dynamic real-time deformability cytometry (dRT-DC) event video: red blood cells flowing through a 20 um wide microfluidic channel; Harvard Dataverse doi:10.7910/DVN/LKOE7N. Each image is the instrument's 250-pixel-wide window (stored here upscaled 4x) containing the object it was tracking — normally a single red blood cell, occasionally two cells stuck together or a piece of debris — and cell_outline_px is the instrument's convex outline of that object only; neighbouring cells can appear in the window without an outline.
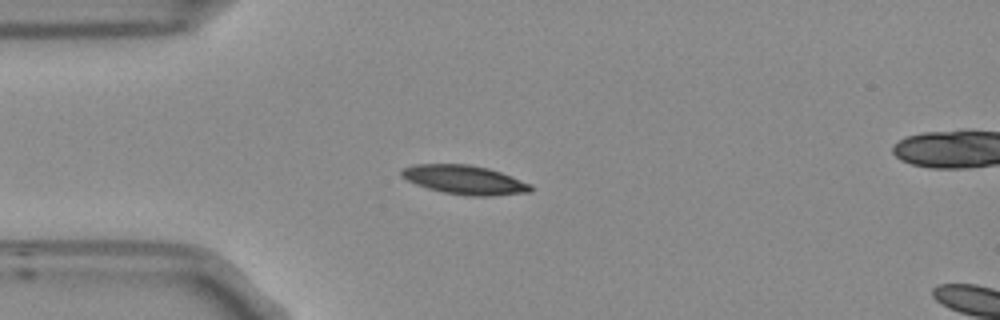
{"species": "Egyptian fruit bat (a non-hibernating species)", "species_latin": "Rousettus aegyptiacus", "temperature_condition": "room temperature", "stored_images_in_passage": 4, "camera_frame_rate_fps": 3000, "um_per_image_px": 0.085, "frame": {"image": 1, "passage_image": 1, "time_ms": 0.0, "image_size_px": [1000, 320], "cell_outline_px": [[532, 192], [492, 196], [464, 196], [444, 192], [428, 188], [416, 184], [400, 176], [400, 168], [412, 164], [468, 164], [488, 168], [512, 176], [532, 184]], "centroid_in_image_um": [39.48, 15.28], "position_along_channel_um": 45.5, "area_um2": 22.08}}